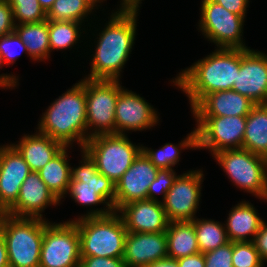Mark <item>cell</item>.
Masks as SVG:
<instances>
[{
  "instance_id": "obj_1",
  "label": "cell",
  "mask_w": 267,
  "mask_h": 267,
  "mask_svg": "<svg viewBox=\"0 0 267 267\" xmlns=\"http://www.w3.org/2000/svg\"><path fill=\"white\" fill-rule=\"evenodd\" d=\"M140 6L120 4L119 9L111 13L104 28L96 34L98 40H94L97 44L91 55L90 73L84 78L120 80L122 69L129 60L135 44Z\"/></svg>"
},
{
  "instance_id": "obj_2",
  "label": "cell",
  "mask_w": 267,
  "mask_h": 267,
  "mask_svg": "<svg viewBox=\"0 0 267 267\" xmlns=\"http://www.w3.org/2000/svg\"><path fill=\"white\" fill-rule=\"evenodd\" d=\"M240 69V49L216 48L214 52L181 69L171 83L189 99L191 110L212 92L231 90Z\"/></svg>"
},
{
  "instance_id": "obj_3",
  "label": "cell",
  "mask_w": 267,
  "mask_h": 267,
  "mask_svg": "<svg viewBox=\"0 0 267 267\" xmlns=\"http://www.w3.org/2000/svg\"><path fill=\"white\" fill-rule=\"evenodd\" d=\"M37 131L65 147L73 142L83 149L87 142L85 78L55 99L42 113Z\"/></svg>"
},
{
  "instance_id": "obj_4",
  "label": "cell",
  "mask_w": 267,
  "mask_h": 267,
  "mask_svg": "<svg viewBox=\"0 0 267 267\" xmlns=\"http://www.w3.org/2000/svg\"><path fill=\"white\" fill-rule=\"evenodd\" d=\"M80 150L82 160L79 166L71 167V180L66 194L70 195L71 199L80 206L91 208L98 204L105 206L103 209H89L86 214H81L74 220L111 214L114 211L115 183L100 174L96 163L83 149Z\"/></svg>"
},
{
  "instance_id": "obj_5",
  "label": "cell",
  "mask_w": 267,
  "mask_h": 267,
  "mask_svg": "<svg viewBox=\"0 0 267 267\" xmlns=\"http://www.w3.org/2000/svg\"><path fill=\"white\" fill-rule=\"evenodd\" d=\"M68 221L77 225L81 257H123L128 231L117 211Z\"/></svg>"
},
{
  "instance_id": "obj_6",
  "label": "cell",
  "mask_w": 267,
  "mask_h": 267,
  "mask_svg": "<svg viewBox=\"0 0 267 267\" xmlns=\"http://www.w3.org/2000/svg\"><path fill=\"white\" fill-rule=\"evenodd\" d=\"M50 221L42 218L10 216L2 226L9 267H39L44 228Z\"/></svg>"
},
{
  "instance_id": "obj_7",
  "label": "cell",
  "mask_w": 267,
  "mask_h": 267,
  "mask_svg": "<svg viewBox=\"0 0 267 267\" xmlns=\"http://www.w3.org/2000/svg\"><path fill=\"white\" fill-rule=\"evenodd\" d=\"M142 146L124 134H101L90 137L83 150L96 163L98 172L116 183L142 152Z\"/></svg>"
},
{
  "instance_id": "obj_8",
  "label": "cell",
  "mask_w": 267,
  "mask_h": 267,
  "mask_svg": "<svg viewBox=\"0 0 267 267\" xmlns=\"http://www.w3.org/2000/svg\"><path fill=\"white\" fill-rule=\"evenodd\" d=\"M212 157L237 189L267 202V169L264 157L242 148L223 150Z\"/></svg>"
},
{
  "instance_id": "obj_9",
  "label": "cell",
  "mask_w": 267,
  "mask_h": 267,
  "mask_svg": "<svg viewBox=\"0 0 267 267\" xmlns=\"http://www.w3.org/2000/svg\"><path fill=\"white\" fill-rule=\"evenodd\" d=\"M120 80L85 78L87 140L95 135L115 134V107Z\"/></svg>"
},
{
  "instance_id": "obj_10",
  "label": "cell",
  "mask_w": 267,
  "mask_h": 267,
  "mask_svg": "<svg viewBox=\"0 0 267 267\" xmlns=\"http://www.w3.org/2000/svg\"><path fill=\"white\" fill-rule=\"evenodd\" d=\"M198 30L217 48L250 49L243 40L245 17L213 2H201Z\"/></svg>"
},
{
  "instance_id": "obj_11",
  "label": "cell",
  "mask_w": 267,
  "mask_h": 267,
  "mask_svg": "<svg viewBox=\"0 0 267 267\" xmlns=\"http://www.w3.org/2000/svg\"><path fill=\"white\" fill-rule=\"evenodd\" d=\"M80 236L74 221L49 222L44 228L39 267H79Z\"/></svg>"
},
{
  "instance_id": "obj_12",
  "label": "cell",
  "mask_w": 267,
  "mask_h": 267,
  "mask_svg": "<svg viewBox=\"0 0 267 267\" xmlns=\"http://www.w3.org/2000/svg\"><path fill=\"white\" fill-rule=\"evenodd\" d=\"M196 121L197 149L211 155L241 149L246 128V116H193Z\"/></svg>"
},
{
  "instance_id": "obj_13",
  "label": "cell",
  "mask_w": 267,
  "mask_h": 267,
  "mask_svg": "<svg viewBox=\"0 0 267 267\" xmlns=\"http://www.w3.org/2000/svg\"><path fill=\"white\" fill-rule=\"evenodd\" d=\"M176 177L162 201L169 222L193 221L199 209L204 174L202 169L188 170Z\"/></svg>"
},
{
  "instance_id": "obj_14",
  "label": "cell",
  "mask_w": 267,
  "mask_h": 267,
  "mask_svg": "<svg viewBox=\"0 0 267 267\" xmlns=\"http://www.w3.org/2000/svg\"><path fill=\"white\" fill-rule=\"evenodd\" d=\"M157 113L144 97L123 88L116 101L115 134L151 129L160 122Z\"/></svg>"
},
{
  "instance_id": "obj_15",
  "label": "cell",
  "mask_w": 267,
  "mask_h": 267,
  "mask_svg": "<svg viewBox=\"0 0 267 267\" xmlns=\"http://www.w3.org/2000/svg\"><path fill=\"white\" fill-rule=\"evenodd\" d=\"M232 90L255 104H267V54L240 49V69Z\"/></svg>"
},
{
  "instance_id": "obj_16",
  "label": "cell",
  "mask_w": 267,
  "mask_h": 267,
  "mask_svg": "<svg viewBox=\"0 0 267 267\" xmlns=\"http://www.w3.org/2000/svg\"><path fill=\"white\" fill-rule=\"evenodd\" d=\"M158 170L141 152L115 183L114 211L130 202L147 199L150 183L156 178Z\"/></svg>"
},
{
  "instance_id": "obj_17",
  "label": "cell",
  "mask_w": 267,
  "mask_h": 267,
  "mask_svg": "<svg viewBox=\"0 0 267 267\" xmlns=\"http://www.w3.org/2000/svg\"><path fill=\"white\" fill-rule=\"evenodd\" d=\"M60 205L37 172L31 171L20 187L16 203L9 209L10 216L42 218L48 206Z\"/></svg>"
},
{
  "instance_id": "obj_18",
  "label": "cell",
  "mask_w": 267,
  "mask_h": 267,
  "mask_svg": "<svg viewBox=\"0 0 267 267\" xmlns=\"http://www.w3.org/2000/svg\"><path fill=\"white\" fill-rule=\"evenodd\" d=\"M117 212L128 232L160 233L166 231L169 224L162 202L150 199L130 202Z\"/></svg>"
},
{
  "instance_id": "obj_19",
  "label": "cell",
  "mask_w": 267,
  "mask_h": 267,
  "mask_svg": "<svg viewBox=\"0 0 267 267\" xmlns=\"http://www.w3.org/2000/svg\"><path fill=\"white\" fill-rule=\"evenodd\" d=\"M30 172L29 165L11 143L0 145V200L9 209L16 203Z\"/></svg>"
},
{
  "instance_id": "obj_20",
  "label": "cell",
  "mask_w": 267,
  "mask_h": 267,
  "mask_svg": "<svg viewBox=\"0 0 267 267\" xmlns=\"http://www.w3.org/2000/svg\"><path fill=\"white\" fill-rule=\"evenodd\" d=\"M168 257L166 232L133 233L125 238L123 260L127 267H146Z\"/></svg>"
},
{
  "instance_id": "obj_21",
  "label": "cell",
  "mask_w": 267,
  "mask_h": 267,
  "mask_svg": "<svg viewBox=\"0 0 267 267\" xmlns=\"http://www.w3.org/2000/svg\"><path fill=\"white\" fill-rule=\"evenodd\" d=\"M256 104L234 90L212 92L192 110L193 116H247Z\"/></svg>"
},
{
  "instance_id": "obj_22",
  "label": "cell",
  "mask_w": 267,
  "mask_h": 267,
  "mask_svg": "<svg viewBox=\"0 0 267 267\" xmlns=\"http://www.w3.org/2000/svg\"><path fill=\"white\" fill-rule=\"evenodd\" d=\"M11 144L22 155L33 172H37L43 168L65 148L59 141L53 140L51 137L43 135L38 131L31 135L24 134L17 141V144Z\"/></svg>"
},
{
  "instance_id": "obj_23",
  "label": "cell",
  "mask_w": 267,
  "mask_h": 267,
  "mask_svg": "<svg viewBox=\"0 0 267 267\" xmlns=\"http://www.w3.org/2000/svg\"><path fill=\"white\" fill-rule=\"evenodd\" d=\"M225 221V229L230 242H252L264 221L254 205L241 201L231 208Z\"/></svg>"
},
{
  "instance_id": "obj_24",
  "label": "cell",
  "mask_w": 267,
  "mask_h": 267,
  "mask_svg": "<svg viewBox=\"0 0 267 267\" xmlns=\"http://www.w3.org/2000/svg\"><path fill=\"white\" fill-rule=\"evenodd\" d=\"M165 232L169 258L180 259L200 252L193 221L169 222Z\"/></svg>"
},
{
  "instance_id": "obj_25",
  "label": "cell",
  "mask_w": 267,
  "mask_h": 267,
  "mask_svg": "<svg viewBox=\"0 0 267 267\" xmlns=\"http://www.w3.org/2000/svg\"><path fill=\"white\" fill-rule=\"evenodd\" d=\"M65 147L57 156L37 171L40 178L61 202L66 195L71 180V165L69 164L68 149Z\"/></svg>"
},
{
  "instance_id": "obj_26",
  "label": "cell",
  "mask_w": 267,
  "mask_h": 267,
  "mask_svg": "<svg viewBox=\"0 0 267 267\" xmlns=\"http://www.w3.org/2000/svg\"><path fill=\"white\" fill-rule=\"evenodd\" d=\"M242 149L262 157L267 154V104H256L246 116Z\"/></svg>"
},
{
  "instance_id": "obj_27",
  "label": "cell",
  "mask_w": 267,
  "mask_h": 267,
  "mask_svg": "<svg viewBox=\"0 0 267 267\" xmlns=\"http://www.w3.org/2000/svg\"><path fill=\"white\" fill-rule=\"evenodd\" d=\"M14 32L26 46L31 60L42 62L50 58L48 20L15 25Z\"/></svg>"
},
{
  "instance_id": "obj_28",
  "label": "cell",
  "mask_w": 267,
  "mask_h": 267,
  "mask_svg": "<svg viewBox=\"0 0 267 267\" xmlns=\"http://www.w3.org/2000/svg\"><path fill=\"white\" fill-rule=\"evenodd\" d=\"M194 148V149H193ZM197 149V132L194 128L179 144L166 143L159 149L142 146V152L159 169L174 170V166L180 161L182 150Z\"/></svg>"
},
{
  "instance_id": "obj_29",
  "label": "cell",
  "mask_w": 267,
  "mask_h": 267,
  "mask_svg": "<svg viewBox=\"0 0 267 267\" xmlns=\"http://www.w3.org/2000/svg\"><path fill=\"white\" fill-rule=\"evenodd\" d=\"M197 243L201 253H206L229 243L225 223L212 219L195 218L193 220Z\"/></svg>"
},
{
  "instance_id": "obj_30",
  "label": "cell",
  "mask_w": 267,
  "mask_h": 267,
  "mask_svg": "<svg viewBox=\"0 0 267 267\" xmlns=\"http://www.w3.org/2000/svg\"><path fill=\"white\" fill-rule=\"evenodd\" d=\"M72 21H48L50 53L54 50L72 49L83 37V25ZM82 30V32H81Z\"/></svg>"
},
{
  "instance_id": "obj_31",
  "label": "cell",
  "mask_w": 267,
  "mask_h": 267,
  "mask_svg": "<svg viewBox=\"0 0 267 267\" xmlns=\"http://www.w3.org/2000/svg\"><path fill=\"white\" fill-rule=\"evenodd\" d=\"M95 10L86 0H55L47 12L48 21H72L85 24L84 19Z\"/></svg>"
},
{
  "instance_id": "obj_32",
  "label": "cell",
  "mask_w": 267,
  "mask_h": 267,
  "mask_svg": "<svg viewBox=\"0 0 267 267\" xmlns=\"http://www.w3.org/2000/svg\"><path fill=\"white\" fill-rule=\"evenodd\" d=\"M7 2L13 11L15 25L47 20V13L38 0H7Z\"/></svg>"
},
{
  "instance_id": "obj_33",
  "label": "cell",
  "mask_w": 267,
  "mask_h": 267,
  "mask_svg": "<svg viewBox=\"0 0 267 267\" xmlns=\"http://www.w3.org/2000/svg\"><path fill=\"white\" fill-rule=\"evenodd\" d=\"M253 242H232L233 267H264Z\"/></svg>"
},
{
  "instance_id": "obj_34",
  "label": "cell",
  "mask_w": 267,
  "mask_h": 267,
  "mask_svg": "<svg viewBox=\"0 0 267 267\" xmlns=\"http://www.w3.org/2000/svg\"><path fill=\"white\" fill-rule=\"evenodd\" d=\"M23 52L28 56L26 46L15 32L0 37V53L5 65H13Z\"/></svg>"
},
{
  "instance_id": "obj_35",
  "label": "cell",
  "mask_w": 267,
  "mask_h": 267,
  "mask_svg": "<svg viewBox=\"0 0 267 267\" xmlns=\"http://www.w3.org/2000/svg\"><path fill=\"white\" fill-rule=\"evenodd\" d=\"M175 170L161 169L158 170L156 178L150 183V187L147 193V199L162 202L166 196V193L173 186L174 180L177 177ZM157 195L162 196V200Z\"/></svg>"
},
{
  "instance_id": "obj_36",
  "label": "cell",
  "mask_w": 267,
  "mask_h": 267,
  "mask_svg": "<svg viewBox=\"0 0 267 267\" xmlns=\"http://www.w3.org/2000/svg\"><path fill=\"white\" fill-rule=\"evenodd\" d=\"M205 267H233L232 242L204 253Z\"/></svg>"
},
{
  "instance_id": "obj_37",
  "label": "cell",
  "mask_w": 267,
  "mask_h": 267,
  "mask_svg": "<svg viewBox=\"0 0 267 267\" xmlns=\"http://www.w3.org/2000/svg\"><path fill=\"white\" fill-rule=\"evenodd\" d=\"M79 267H127L123 257H81Z\"/></svg>"
},
{
  "instance_id": "obj_38",
  "label": "cell",
  "mask_w": 267,
  "mask_h": 267,
  "mask_svg": "<svg viewBox=\"0 0 267 267\" xmlns=\"http://www.w3.org/2000/svg\"><path fill=\"white\" fill-rule=\"evenodd\" d=\"M13 11L7 0L0 1V37L14 32Z\"/></svg>"
},
{
  "instance_id": "obj_39",
  "label": "cell",
  "mask_w": 267,
  "mask_h": 267,
  "mask_svg": "<svg viewBox=\"0 0 267 267\" xmlns=\"http://www.w3.org/2000/svg\"><path fill=\"white\" fill-rule=\"evenodd\" d=\"M201 2H213L221 5L226 10L246 17L247 8L249 6V0H201Z\"/></svg>"
},
{
  "instance_id": "obj_40",
  "label": "cell",
  "mask_w": 267,
  "mask_h": 267,
  "mask_svg": "<svg viewBox=\"0 0 267 267\" xmlns=\"http://www.w3.org/2000/svg\"><path fill=\"white\" fill-rule=\"evenodd\" d=\"M261 260L267 262V223L262 222L259 231L256 233L253 241Z\"/></svg>"
},
{
  "instance_id": "obj_41",
  "label": "cell",
  "mask_w": 267,
  "mask_h": 267,
  "mask_svg": "<svg viewBox=\"0 0 267 267\" xmlns=\"http://www.w3.org/2000/svg\"><path fill=\"white\" fill-rule=\"evenodd\" d=\"M179 267H205L204 254L199 252L194 255L177 259Z\"/></svg>"
},
{
  "instance_id": "obj_42",
  "label": "cell",
  "mask_w": 267,
  "mask_h": 267,
  "mask_svg": "<svg viewBox=\"0 0 267 267\" xmlns=\"http://www.w3.org/2000/svg\"><path fill=\"white\" fill-rule=\"evenodd\" d=\"M3 65L5 66L1 53H0V68L2 69ZM18 76H15L13 74H0V88L1 89H10L11 90L15 87H17L19 84L18 82Z\"/></svg>"
},
{
  "instance_id": "obj_43",
  "label": "cell",
  "mask_w": 267,
  "mask_h": 267,
  "mask_svg": "<svg viewBox=\"0 0 267 267\" xmlns=\"http://www.w3.org/2000/svg\"><path fill=\"white\" fill-rule=\"evenodd\" d=\"M0 267H9L7 246L1 229H0Z\"/></svg>"
},
{
  "instance_id": "obj_44",
  "label": "cell",
  "mask_w": 267,
  "mask_h": 267,
  "mask_svg": "<svg viewBox=\"0 0 267 267\" xmlns=\"http://www.w3.org/2000/svg\"><path fill=\"white\" fill-rule=\"evenodd\" d=\"M146 267H179L177 263V259H172V258H164L161 260H157L153 263H150Z\"/></svg>"
},
{
  "instance_id": "obj_45",
  "label": "cell",
  "mask_w": 267,
  "mask_h": 267,
  "mask_svg": "<svg viewBox=\"0 0 267 267\" xmlns=\"http://www.w3.org/2000/svg\"><path fill=\"white\" fill-rule=\"evenodd\" d=\"M9 217V208L0 200V229Z\"/></svg>"
},
{
  "instance_id": "obj_46",
  "label": "cell",
  "mask_w": 267,
  "mask_h": 267,
  "mask_svg": "<svg viewBox=\"0 0 267 267\" xmlns=\"http://www.w3.org/2000/svg\"><path fill=\"white\" fill-rule=\"evenodd\" d=\"M40 3V6L46 11V13L49 11V9L53 6V3L55 0H38Z\"/></svg>"
},
{
  "instance_id": "obj_47",
  "label": "cell",
  "mask_w": 267,
  "mask_h": 267,
  "mask_svg": "<svg viewBox=\"0 0 267 267\" xmlns=\"http://www.w3.org/2000/svg\"><path fill=\"white\" fill-rule=\"evenodd\" d=\"M94 9H98V7H100V5H102L101 3H103L105 0H86ZM100 5H99V4Z\"/></svg>"
},
{
  "instance_id": "obj_48",
  "label": "cell",
  "mask_w": 267,
  "mask_h": 267,
  "mask_svg": "<svg viewBox=\"0 0 267 267\" xmlns=\"http://www.w3.org/2000/svg\"><path fill=\"white\" fill-rule=\"evenodd\" d=\"M142 0H120V4L140 5Z\"/></svg>"
},
{
  "instance_id": "obj_49",
  "label": "cell",
  "mask_w": 267,
  "mask_h": 267,
  "mask_svg": "<svg viewBox=\"0 0 267 267\" xmlns=\"http://www.w3.org/2000/svg\"><path fill=\"white\" fill-rule=\"evenodd\" d=\"M264 162H265L266 169H267V154L264 156Z\"/></svg>"
}]
</instances>
